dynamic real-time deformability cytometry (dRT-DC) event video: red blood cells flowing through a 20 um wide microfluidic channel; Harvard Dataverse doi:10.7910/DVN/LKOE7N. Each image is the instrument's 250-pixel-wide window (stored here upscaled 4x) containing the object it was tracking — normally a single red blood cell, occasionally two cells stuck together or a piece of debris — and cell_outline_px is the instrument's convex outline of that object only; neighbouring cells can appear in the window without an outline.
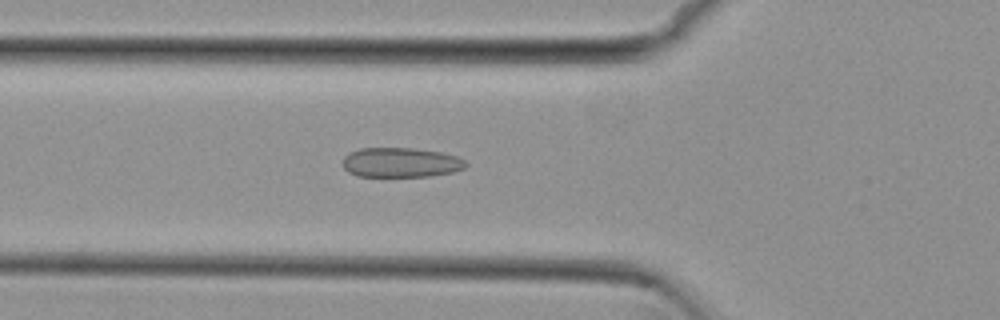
{"species": "common noctule bat (a hibernating species)", "species_latin": "Nyctalus noctula", "temperature_condition": "cold", "stored_images_in_passage": 33, "camera_frame_rate_fps": 3000, "um_per_image_px": 0.085, "animal": {"sex": "female", "body_mass_g": 29.2, "forearm_length_mm": 56.3}, "frame": {"image": 1, "passage_image": 4, "time_ms": 1.0, "image_size_px": [1000, 320], "cell_outline_px": [[468, 164], [464, 168], [452, 172], [428, 176], [356, 176], [348, 172], [344, 168], [344, 156], [348, 152], [360, 148], [412, 148], [440, 152], [456, 156], [464, 160]], "centroid_in_image_um": [34.04, 13.81], "position_along_channel_um": 91.8, "area_um2": 21.21}}
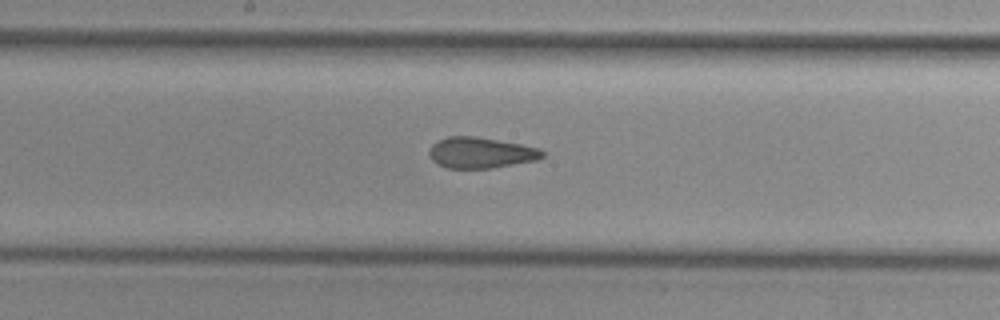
{"frame": {"image": 2, "passage_image": 13, "time_ms": 4.0, "image_size_px": [1000, 320], "cell_outline_px": [[544, 156], [536, 160], [492, 168], [444, 168], [432, 160], [428, 152], [432, 144], [448, 136], [476, 136], [520, 144], [540, 148], [544, 152]], "centroid_in_image_um": [40.85, 12.98], "position_along_channel_um": 207.3, "area_um2": 20.35}}
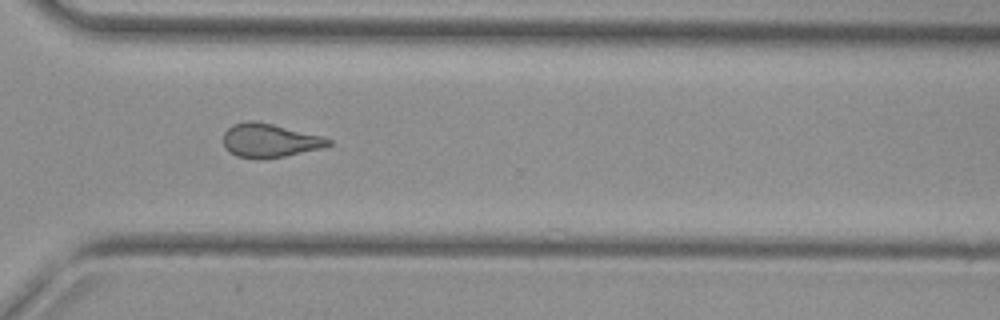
{"frame": {"image": 3, "passage_image": 24, "time_ms": 7.667, "image_size_px": [1000, 320], "cell_outline_px": [[332, 144], [324, 148], [284, 156], [236, 156], [228, 152], [224, 148], [224, 132], [232, 124], [248, 120], [256, 120], [324, 136], [332, 140]], "centroid_in_image_um": [22.95, 11.89], "position_along_channel_um": 347.7, "area_um2": 20.4}, "authors_computed_cell_mechanics": {"area_um2": 20.4034, "velocity_mm_per_s": 3.8356, "shape_relaxation_time_tau1_ms": null, "shape_relaxation_time_tau2_ms": 1.9095, "deformation_change_tau1": null, "deformation_change_tau2": 0.0874}}